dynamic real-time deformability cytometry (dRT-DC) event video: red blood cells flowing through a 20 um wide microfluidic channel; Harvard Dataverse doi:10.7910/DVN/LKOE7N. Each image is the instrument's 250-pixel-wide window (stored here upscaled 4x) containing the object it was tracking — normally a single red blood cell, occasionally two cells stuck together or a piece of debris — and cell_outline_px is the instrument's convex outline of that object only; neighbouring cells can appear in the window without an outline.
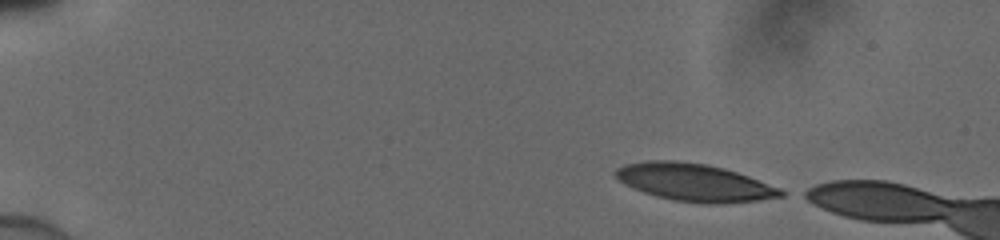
{"species": "human", "species_latin": "Homo sapiens", "temperature_condition": "cold", "stored_images_in_passage": 37, "camera_frame_rate_fps": 3000, "um_per_image_px": 0.085, "donor": {"sex": "male"}, "frame": {"image": 1, "passage_image": 1, "time_ms": 0.0, "image_size_px": [1000, 240], "cell_outline_px": [[788, 192], [784, 196], [760, 200], [716, 204], [704, 204], [672, 200], [656, 196], [632, 188], [624, 184], [612, 172], [616, 168], [628, 164], [648, 160], [676, 160], [708, 164], [724, 168], [748, 176], [780, 188]], "centroid_in_image_um": [59.04, 15.51], "position_along_channel_um": 26.0, "area_um2": 36.3}}
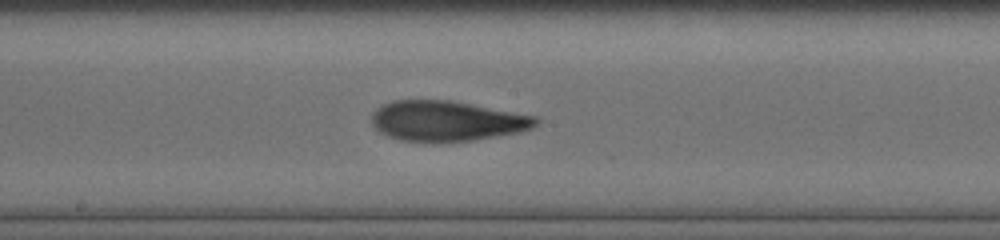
{"frame": {"image": 2, "passage_image": 22, "time_ms": 7.0, "image_size_px": [1000, 240], "cell_outline_px": [[540, 120], [532, 128], [520, 132], [472, 140], [400, 140], [388, 136], [380, 132], [372, 124], [372, 112], [376, 108], [392, 100], [452, 100], [540, 116]], "centroid_in_image_um": [38.03, 10.25], "position_along_channel_um": 210.2, "area_um2": 38.32}}
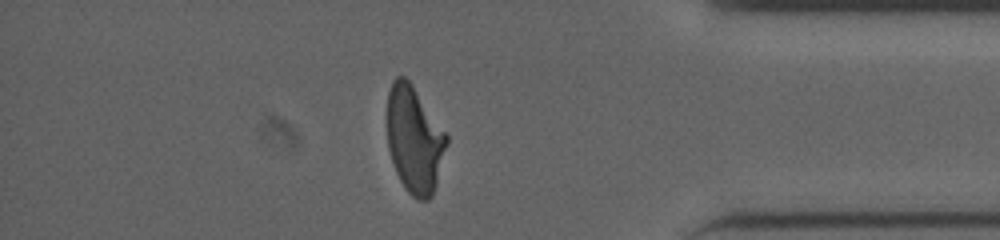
{"frame": {"image": 3, "passage_image": 37, "time_ms": 12.0, "image_size_px": [1000, 240], "cell_outline_px": [[448, 144], [436, 184], [432, 196], [428, 200], [416, 200], [404, 188], [396, 172], [388, 148], [388, 92], [392, 80], [396, 76], [404, 76], [412, 84], [448, 136]], "centroid_in_image_um": [35.23, 11.88], "position_along_channel_um": 400.0, "area_um2": 36.88}}